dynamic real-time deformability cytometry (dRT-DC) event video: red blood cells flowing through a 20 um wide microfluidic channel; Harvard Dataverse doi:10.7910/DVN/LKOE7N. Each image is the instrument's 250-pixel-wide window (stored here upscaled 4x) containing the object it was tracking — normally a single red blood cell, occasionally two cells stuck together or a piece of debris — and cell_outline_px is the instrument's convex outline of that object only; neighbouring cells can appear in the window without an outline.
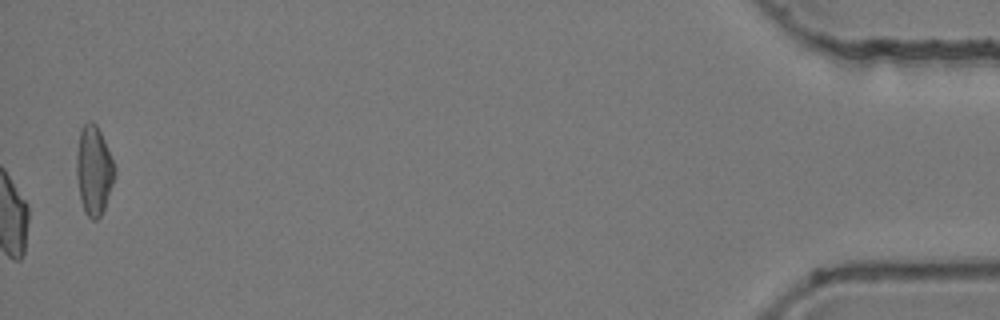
{"species": "common noctule bat (a hibernating species)", "species_latin": "Nyctalus noctula", "temperature_condition": "room temperature", "stored_images_in_passage": 56, "camera_frame_rate_fps": 3000, "um_per_image_px": 0.085, "animal": {"sex": "female", "body_mass_g": 24.6, "forearm_length_mm": 56.2}, "frame": {"image": 1, "passage_image": 56, "time_ms": 18.333, "image_size_px": [1000, 320], "cell_outline_px": [[116, 172], [104, 208], [100, 216], [96, 220], [92, 220], [84, 212], [80, 200], [76, 176], [76, 152], [80, 128], [88, 120], [92, 120], [96, 124], [104, 140], [116, 168]], "centroid_in_image_um": [7.95, 14.46], "position_along_channel_um": 427.3, "area_um2": 19.94}, "authors_computed_cell_mechanics": {"area_um2": 21.097, "velocity_mm_per_s": 3.8143, "shape_relaxation_time_tau1_ms": null, "shape_relaxation_time_tau2_ms": 2.1923, "deformation_change_tau1": null, "deformation_change_tau2": 0.0678}}